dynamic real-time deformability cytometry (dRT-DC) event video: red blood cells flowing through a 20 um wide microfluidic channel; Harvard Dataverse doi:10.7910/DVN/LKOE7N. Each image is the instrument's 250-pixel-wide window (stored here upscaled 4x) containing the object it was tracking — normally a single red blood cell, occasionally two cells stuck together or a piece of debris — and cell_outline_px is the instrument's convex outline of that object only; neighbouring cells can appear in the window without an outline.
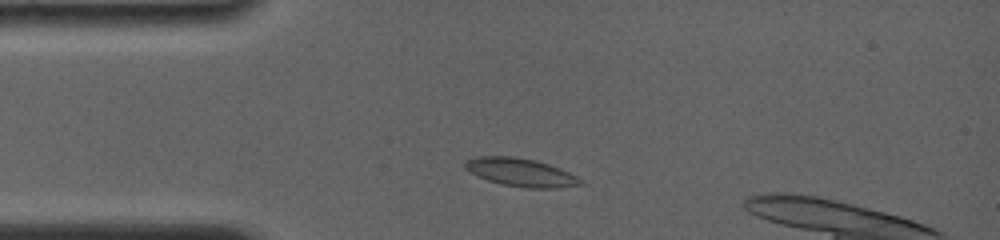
{"species": "common noctule bat (a hibernating species)", "species_latin": "Nyctalus noctula", "temperature_condition": "room temperature", "stored_images_in_passage": 28, "camera_frame_rate_fps": 4000, "um_per_image_px": 0.085, "animal": {"sex": "female", "body_mass_g": 19.0, "forearm_length_mm": 56.7}, "frame": {"image": 1, "passage_image": 4, "time_ms": 1.25, "image_size_px": [1000, 240], "cell_outline_px": [[588, 184], [556, 188], [524, 188], [504, 184], [488, 180], [476, 176], [464, 168], [464, 164], [468, 160], [476, 156], [512, 156], [536, 160], [560, 168], [584, 180]], "centroid_in_image_um": [44.3, 14.66], "position_along_channel_um": 40.7, "area_um2": 19.07}}
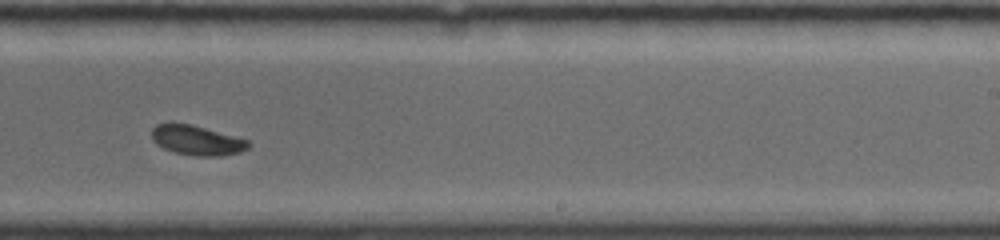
{"frame": {"image": 2, "passage_image": 17, "time_ms": 7.75, "image_size_px": [1000, 240], "cell_outline_px": [[252, 144], [248, 148], [240, 152], [220, 156], [196, 156], [172, 152], [156, 144], [152, 140], [152, 128], [156, 124], [188, 124], [204, 128], [248, 140]], "centroid_in_image_um": [16.73, 11.95], "position_along_channel_um": 272.3, "area_um2": 16.53}}
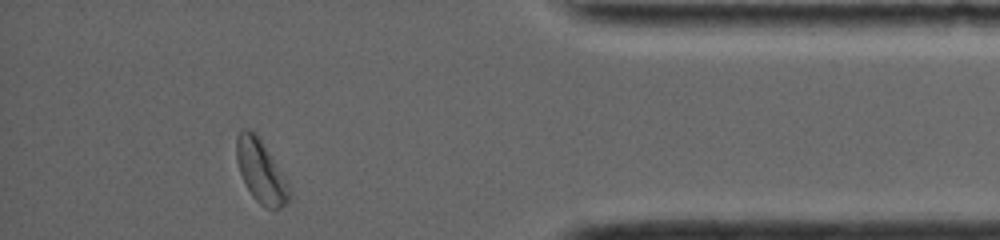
{"frame": {"image": 3, "passage_image": 26, "time_ms": 12.0, "image_size_px": [1000, 240], "cell_outline_px": [[288, 200], [280, 208], [264, 208], [252, 196], [240, 172], [236, 160], [236, 136], [244, 128], [252, 132], [260, 140], [284, 176], [288, 184]], "centroid_in_image_um": [22.14, 14.58], "position_along_channel_um": 413.1, "area_um2": 18.5}}